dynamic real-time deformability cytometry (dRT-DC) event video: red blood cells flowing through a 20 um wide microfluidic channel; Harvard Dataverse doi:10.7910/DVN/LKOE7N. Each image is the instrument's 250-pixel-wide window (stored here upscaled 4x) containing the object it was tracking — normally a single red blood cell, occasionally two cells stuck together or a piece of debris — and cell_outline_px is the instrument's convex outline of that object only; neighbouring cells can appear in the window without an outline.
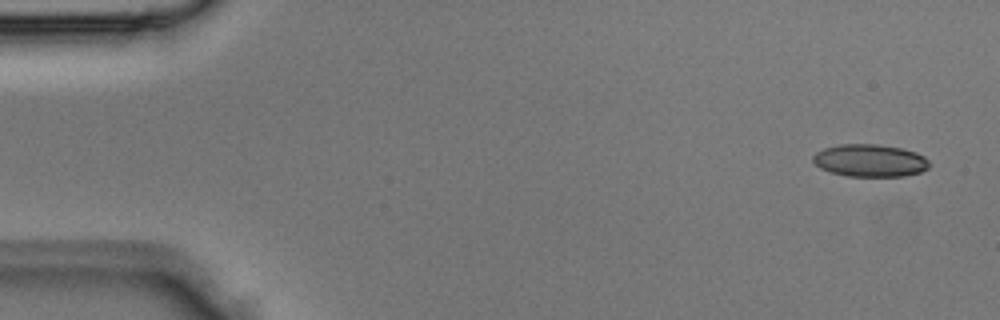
{"species": "Egyptian fruit bat (a non-hibernating species)", "species_latin": "Rousettus aegyptiacus", "temperature_condition": "room temperature", "stored_images_in_passage": 4, "segment_of_instrument_passage": [2, 2], "camera_frame_rate_fps": 3000, "um_per_image_px": 0.085, "animal": {"sex": "male"}, "frame": {"image": 1, "passage_image": 4, "time_ms": 1.0, "image_size_px": [1000, 320], "cell_outline_px": [[928, 168], [920, 172], [904, 176], [848, 176], [832, 172], [820, 168], [812, 160], [812, 156], [816, 152], [824, 148], [840, 144], [876, 144], [900, 148], [916, 152], [924, 156], [928, 160]], "centroid_in_image_um": [73.93, 13.64], "position_along_channel_um": 11.1, "area_um2": 21.91}}